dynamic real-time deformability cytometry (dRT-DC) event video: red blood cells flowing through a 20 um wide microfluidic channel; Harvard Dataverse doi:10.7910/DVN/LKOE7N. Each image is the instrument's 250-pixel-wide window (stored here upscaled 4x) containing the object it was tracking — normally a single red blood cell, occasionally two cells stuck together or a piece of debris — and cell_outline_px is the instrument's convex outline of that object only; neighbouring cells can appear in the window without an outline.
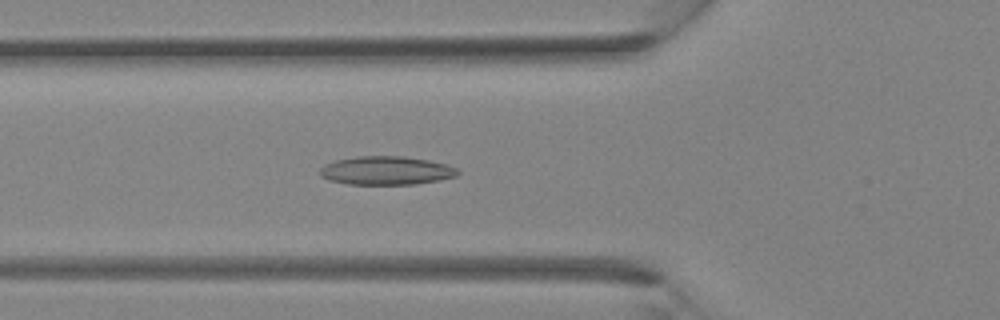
{"species": "Egyptian fruit bat (a non-hibernating species)", "species_latin": "Rousettus aegyptiacus", "temperature_condition": "room temperature", "stored_images_in_passage": 38, "camera_frame_rate_fps": 3000, "um_per_image_px": 0.085, "animal": {"sex": "female"}, "frame": {"image": 1, "passage_image": 14, "time_ms": 4.333, "image_size_px": [1000, 320], "cell_outline_px": [[460, 172], [456, 176], [440, 180], [416, 184], [348, 184], [328, 180], [320, 176], [320, 168], [324, 164], [336, 160], [356, 156], [404, 156], [428, 160], [448, 164], [456, 168]], "centroid_in_image_um": [32.83, 14.49], "position_along_channel_um": 93.0, "area_um2": 23.06}}
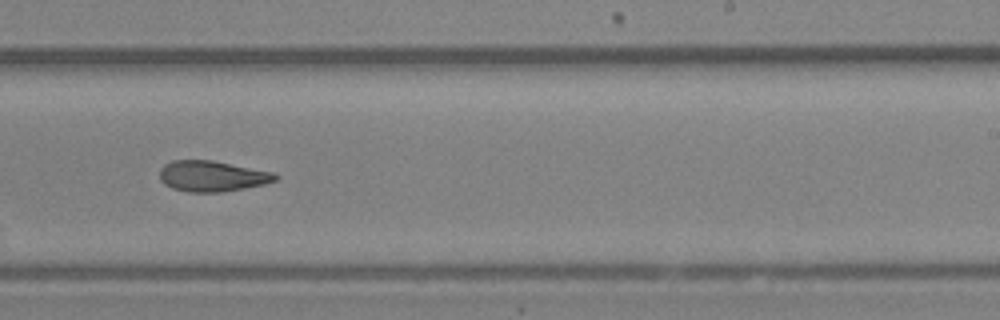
{"frame": {"image": 2, "passage_image": 24, "time_ms": 7.667, "image_size_px": [1000, 320], "cell_outline_px": [[280, 176], [276, 180], [264, 184], [244, 188], [220, 192], [188, 192], [172, 188], [164, 184], [160, 180], [160, 168], [164, 164], [172, 160], [212, 160], [276, 172]], "centroid_in_image_um": [18.04, 14.96], "position_along_channel_um": 271.0, "area_um2": 20.92}}
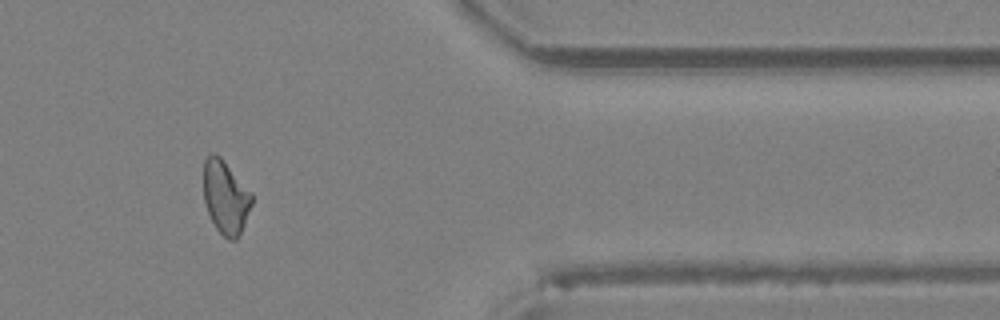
{"frame": {"image": 3, "passage_image": 32, "time_ms": 10.333, "image_size_px": [1000, 320], "cell_outline_px": [[252, 204], [244, 224], [236, 240], [228, 240], [216, 228], [208, 212], [204, 200], [204, 160], [212, 152], [216, 152], [220, 156], [252, 192]], "centroid_in_image_um": [19.18, 16.73], "position_along_channel_um": 392.2, "area_um2": 20.52}}